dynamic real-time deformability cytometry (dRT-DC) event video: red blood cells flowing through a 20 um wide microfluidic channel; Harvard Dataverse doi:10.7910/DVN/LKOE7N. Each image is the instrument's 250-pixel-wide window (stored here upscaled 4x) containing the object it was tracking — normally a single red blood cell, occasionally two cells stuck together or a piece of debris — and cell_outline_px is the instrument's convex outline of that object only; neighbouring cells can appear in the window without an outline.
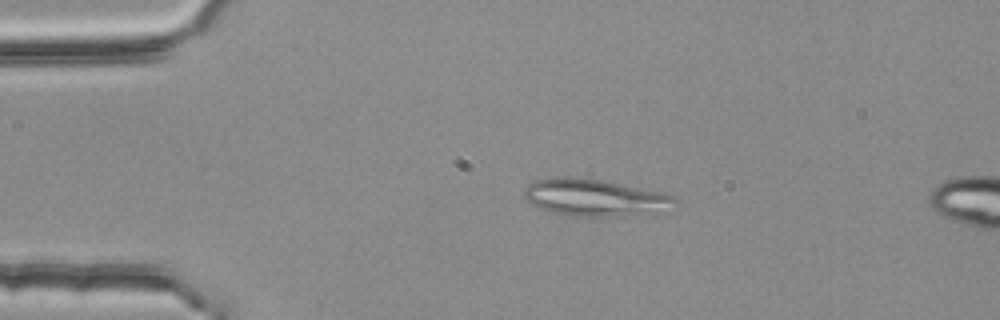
{"species": "common noctule bat (a hibernating species)", "species_latin": "Nyctalus noctula", "temperature_condition": "room temperature", "stored_images_in_passage": 5, "camera_frame_rate_fps": 3000, "um_per_image_px": 0.085, "animal": {"sex": "female", "body_mass_g": 25.1}, "frame": {"image": 1, "passage_image": 3, "time_ms": 0.667, "image_size_px": [1000, 320], "cell_outline_px": [[676, 200], [624, 216], [568, 216], [552, 212], [540, 208], [532, 204], [524, 196], [524, 188], [528, 184], [536, 180], [568, 176], [604, 180], [660, 192], [672, 196]], "centroid_in_image_um": [50.28, 16.75], "position_along_channel_um": 34.7, "area_um2": 30.81}}